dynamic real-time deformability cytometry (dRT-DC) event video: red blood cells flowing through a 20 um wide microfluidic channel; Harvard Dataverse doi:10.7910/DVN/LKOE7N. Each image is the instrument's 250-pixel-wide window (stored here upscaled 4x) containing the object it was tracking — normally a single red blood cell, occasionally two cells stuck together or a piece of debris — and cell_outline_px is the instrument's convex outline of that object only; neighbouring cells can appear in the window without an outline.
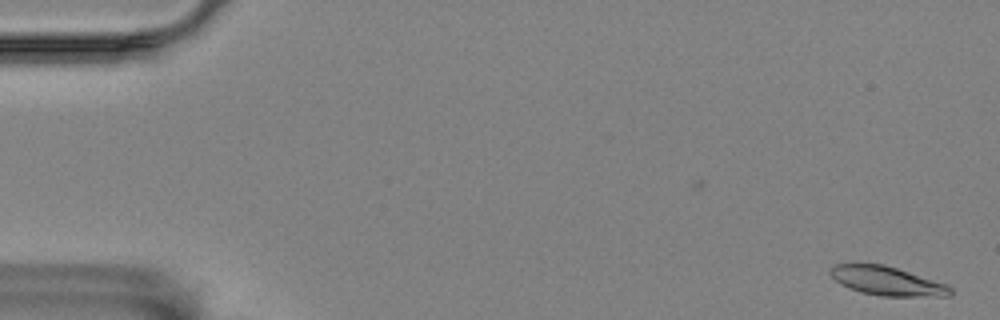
{"species": "Egyptian fruit bat (a non-hibernating species)", "species_latin": "Rousettus aegyptiacus", "temperature_condition": "room temperature", "stored_images_in_passage": 3, "camera_frame_rate_fps": 3000, "um_per_image_px": 0.085, "animal": {"sex": "female"}, "frame": {"image": 1, "passage_image": 3, "time_ms": 3.333, "image_size_px": [1000, 320], "cell_outline_px": [[952, 296], [880, 296], [860, 292], [848, 288], [840, 284], [828, 272], [832, 264], [884, 264], [944, 284], [952, 288]], "centroid_in_image_um": [75.34, 23.89], "position_along_channel_um": 9.7, "area_um2": 20.0}}